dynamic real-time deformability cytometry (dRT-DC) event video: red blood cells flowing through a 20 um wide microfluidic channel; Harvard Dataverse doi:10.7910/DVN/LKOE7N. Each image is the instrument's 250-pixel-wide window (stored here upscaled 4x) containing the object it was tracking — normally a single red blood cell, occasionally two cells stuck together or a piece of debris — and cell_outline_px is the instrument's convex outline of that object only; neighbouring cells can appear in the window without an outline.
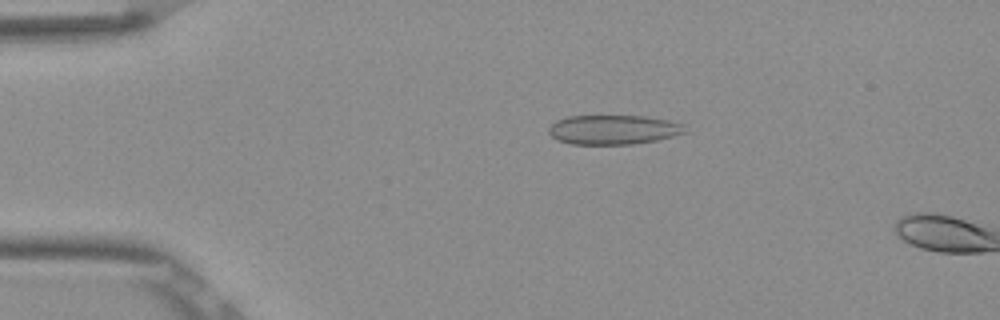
{"species": "Egyptian fruit bat (a non-hibernating species)", "species_latin": "Rousettus aegyptiacus", "temperature_condition": "room temperature", "stored_images_in_passage": 12, "camera_frame_rate_fps": 3000, "um_per_image_px": 0.085, "frame": {"image": 1, "passage_image": 10, "time_ms": 3.0, "image_size_px": [1000, 320], "cell_outline_px": [[688, 132], [656, 140], [632, 144], [572, 144], [556, 140], [548, 132], [548, 128], [556, 120], [568, 116], [644, 116], [668, 120], [684, 124]], "centroid_in_image_um": [52.13, 11.02], "position_along_channel_um": 32.9, "area_um2": 23.41}}